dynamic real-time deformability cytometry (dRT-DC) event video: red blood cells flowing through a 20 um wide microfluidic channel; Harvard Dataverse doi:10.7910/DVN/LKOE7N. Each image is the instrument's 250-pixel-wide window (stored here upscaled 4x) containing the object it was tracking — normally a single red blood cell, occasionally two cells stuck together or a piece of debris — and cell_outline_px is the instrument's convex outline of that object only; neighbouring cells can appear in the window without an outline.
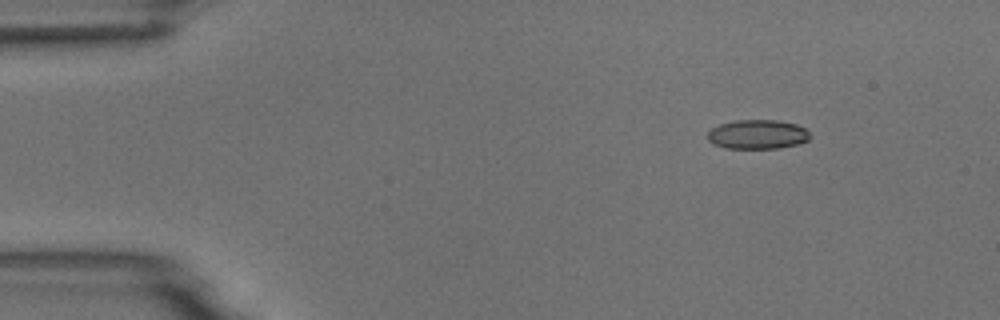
{"species": "common noctule bat (a hibernating species)", "species_latin": "Nyctalus noctula", "temperature_condition": "room temperature", "stored_images_in_passage": 9, "camera_frame_rate_fps": 3000, "um_per_image_px": 0.085, "animal": {"sex": "male", "body_mass_g": 18.8}, "frame": {"image": 1, "passage_image": 2, "time_ms": 2.0, "image_size_px": [1000, 320], "cell_outline_px": [[812, 136], [808, 140], [796, 144], [776, 148], [728, 148], [712, 144], [708, 140], [708, 132], [712, 128], [720, 124], [736, 120], [780, 120], [796, 124], [804, 128]], "centroid_in_image_um": [64.39, 11.41], "position_along_channel_um": 20.6, "area_um2": 17.4}}
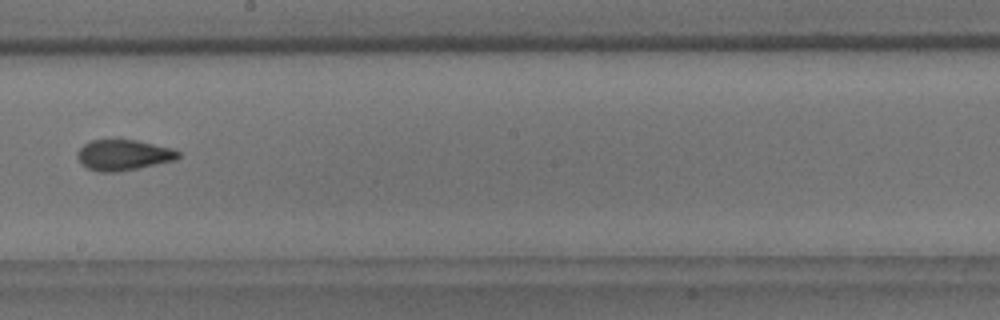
{"frame": {"image": 2, "passage_image": 9, "time_ms": 10.0, "image_size_px": [1000, 320], "cell_outline_px": [[180, 156], [176, 160], [120, 172], [100, 172], [88, 168], [76, 156], [76, 152], [84, 144], [92, 140], [116, 136], [136, 140], [172, 148], [180, 152]], "centroid_in_image_um": [10.48, 13.13], "position_along_channel_um": 237.7, "area_um2": 18.61}}